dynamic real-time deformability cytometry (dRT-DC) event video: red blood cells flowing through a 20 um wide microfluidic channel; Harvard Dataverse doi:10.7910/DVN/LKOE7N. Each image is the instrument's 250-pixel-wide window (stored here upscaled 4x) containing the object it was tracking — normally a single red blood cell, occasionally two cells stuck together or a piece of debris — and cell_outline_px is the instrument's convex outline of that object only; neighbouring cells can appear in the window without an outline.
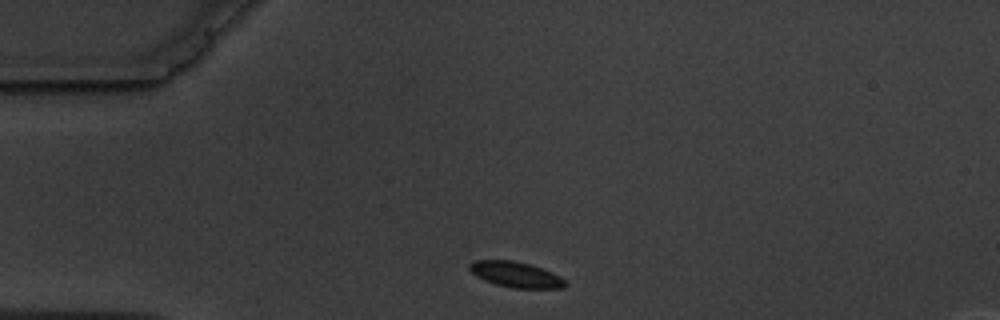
{"species": "common noctule bat (a hibernating species)", "species_latin": "Nyctalus noctula", "temperature_condition": "warm", "stored_images_in_passage": 2, "camera_frame_rate_fps": 3000, "um_per_image_px": 0.085, "animal": {"sex": "male", "body_mass_g": 19.5, "forearm_length_mm": 54.6}, "frame": {"image": 1, "passage_image": 1, "time_ms": 0.0, "image_size_px": [1000, 320], "cell_outline_px": [[568, 284], [564, 288], [512, 288], [496, 284], [484, 280], [476, 276], [468, 268], [468, 264], [472, 260], [512, 260], [532, 264], [552, 272], [560, 276]], "centroid_in_image_um": [43.84, 23.32], "position_along_channel_um": 41.2, "area_um2": 14.45}}